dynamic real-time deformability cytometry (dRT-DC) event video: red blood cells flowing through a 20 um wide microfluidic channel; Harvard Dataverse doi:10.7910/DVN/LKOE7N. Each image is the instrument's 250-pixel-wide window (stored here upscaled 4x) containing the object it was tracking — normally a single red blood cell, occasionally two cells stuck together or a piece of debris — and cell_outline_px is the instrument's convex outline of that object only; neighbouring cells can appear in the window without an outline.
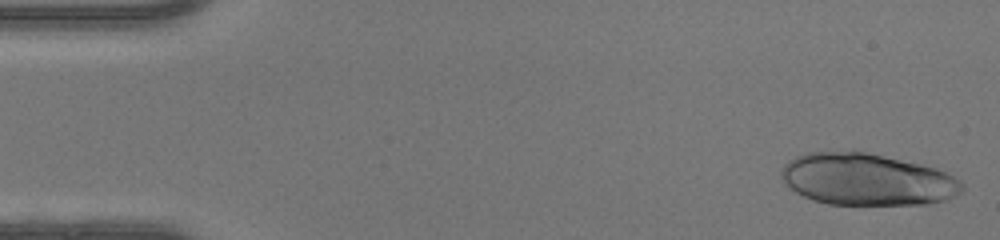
{"species": "human", "species_latin": "Homo sapiens", "temperature_condition": "warm", "stored_images_in_passage": 47, "camera_frame_rate_fps": 3000, "um_per_image_px": 0.085, "donor": {"sex": "female"}, "frame": {"image": 1, "passage_image": 1, "time_ms": 0.0, "image_size_px": [1000, 240], "cell_outline_px": [[964, 188], [960, 192], [944, 200], [924, 204], [828, 204], [812, 200], [788, 188], [784, 184], [784, 164], [796, 156], [812, 152], [864, 152], [920, 164], [936, 168], [960, 180], [964, 184]], "centroid_in_image_um": [73.69, 15.27], "position_along_channel_um": 11.3, "area_um2": 53.87}}
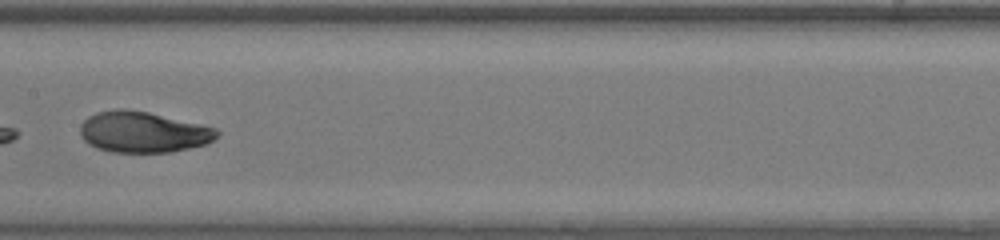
{"frame": {"image": 2, "passage_image": 24, "time_ms": 7.667, "image_size_px": [1000, 240], "cell_outline_px": [[220, 132], [212, 140], [204, 144], [188, 148], [168, 152], [112, 152], [96, 148], [88, 144], [84, 140], [80, 132], [80, 124], [88, 116], [96, 112], [116, 108], [124, 108], [148, 112], [200, 124], [216, 128]], "centroid_in_image_um": [12.11, 11.21], "position_along_channel_um": 195.3, "area_um2": 32.54}}
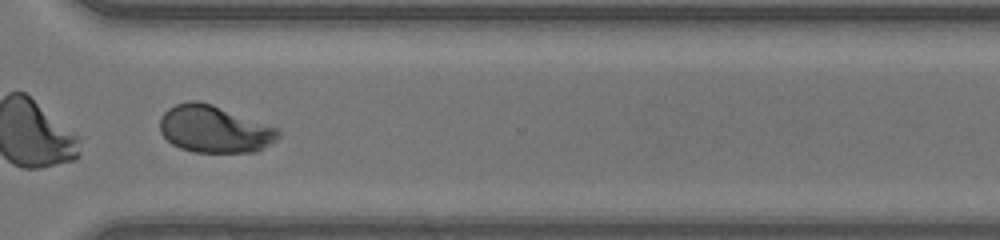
{"frame": {"image": 3, "passage_image": 35, "time_ms": 11.333, "image_size_px": [1000, 240], "cell_outline_px": [[280, 136], [276, 140], [256, 152], [192, 152], [180, 148], [172, 144], [160, 132], [160, 116], [168, 108], [176, 104], [188, 100], [196, 100], [212, 104], [276, 128], [280, 132]], "centroid_in_image_um": [18.18, 10.98], "position_along_channel_um": 352.4, "area_um2": 32.37}, "authors_computed_cell_mechanics": {"area_um2": 33.235, "velocity_mm_per_s": 4.2668, "shape_relaxation_time_tau1_ms": 4.9487, "shape_relaxation_time_tau2_ms": 0.8684, "deformation_change_tau1": 0.2217, "deformation_change_tau2": 0.0467}}